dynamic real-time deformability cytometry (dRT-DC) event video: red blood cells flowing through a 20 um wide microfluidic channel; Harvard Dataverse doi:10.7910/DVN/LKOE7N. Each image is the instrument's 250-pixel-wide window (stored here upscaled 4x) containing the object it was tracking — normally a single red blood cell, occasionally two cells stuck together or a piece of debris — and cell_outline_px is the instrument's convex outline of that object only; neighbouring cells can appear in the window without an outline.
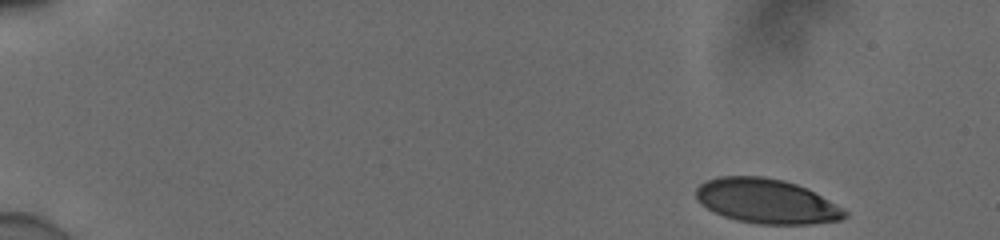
{"species": "human", "species_latin": "Homo sapiens", "temperature_condition": "cold", "stored_images_in_passage": 50, "camera_frame_rate_fps": 3000, "um_per_image_px": 0.085, "donor": {"sex": "male"}, "frame": {"image": 1, "passage_image": 1, "time_ms": 0.0, "image_size_px": [1000, 240], "cell_outline_px": [[848, 216], [840, 220], [812, 224], [756, 224], [736, 220], [724, 216], [708, 208], [696, 196], [696, 188], [700, 184], [716, 176], [764, 176], [784, 180], [796, 184], [844, 208], [848, 212]], "centroid_in_image_um": [65.17, 17.1], "position_along_channel_um": 19.8, "area_um2": 38.38}}
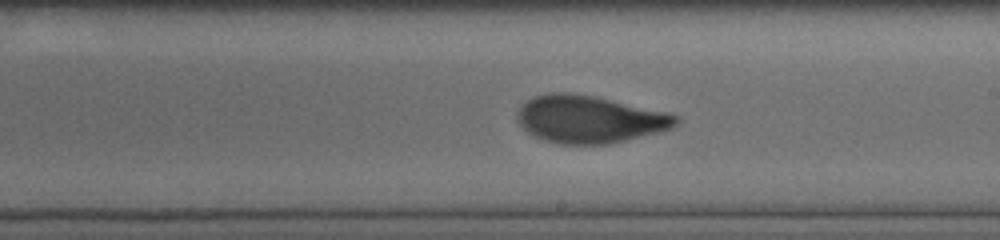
{"frame": {"image": 2, "passage_image": 29, "time_ms": 9.333, "image_size_px": [1000, 240], "cell_outline_px": [[680, 120], [672, 128], [660, 132], [608, 144], [560, 144], [544, 140], [528, 132], [516, 120], [520, 108], [532, 96], [548, 92], [568, 92], [596, 96], [668, 112], [680, 116]], "centroid_in_image_um": [50.14, 10.12], "position_along_channel_um": 238.9, "area_um2": 43.99}}
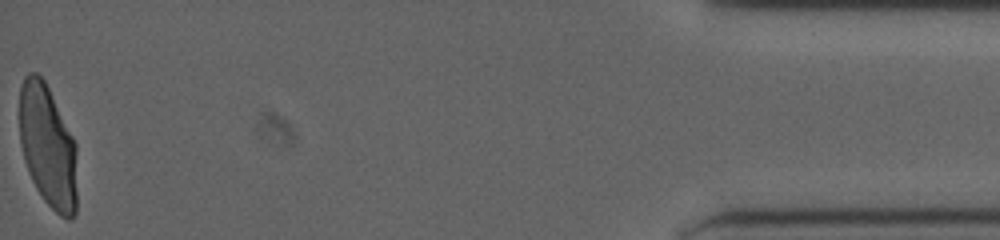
{"frame": {"image": 3, "passage_image": 50, "time_ms": 16.333, "image_size_px": [1000, 240], "cell_outline_px": [[76, 212], [72, 220], [68, 220], [60, 216], [44, 200], [36, 188], [28, 172], [24, 160], [20, 144], [20, 84], [24, 76], [28, 72], [36, 72], [44, 80], [76, 144]], "centroid_in_image_um": [4.05, 12.45], "position_along_channel_um": 431.1, "area_um2": 41.15}, "authors_computed_cell_mechanics": {"area_um2": 42.3674, "velocity_mm_per_s": 3.8996, "shape_relaxation_time_tau1_ms": 5.9034, "shape_relaxation_time_tau2_ms": 0.7518, "deformation_change_tau1": 0.2222, "deformation_change_tau2": 0.0701}}